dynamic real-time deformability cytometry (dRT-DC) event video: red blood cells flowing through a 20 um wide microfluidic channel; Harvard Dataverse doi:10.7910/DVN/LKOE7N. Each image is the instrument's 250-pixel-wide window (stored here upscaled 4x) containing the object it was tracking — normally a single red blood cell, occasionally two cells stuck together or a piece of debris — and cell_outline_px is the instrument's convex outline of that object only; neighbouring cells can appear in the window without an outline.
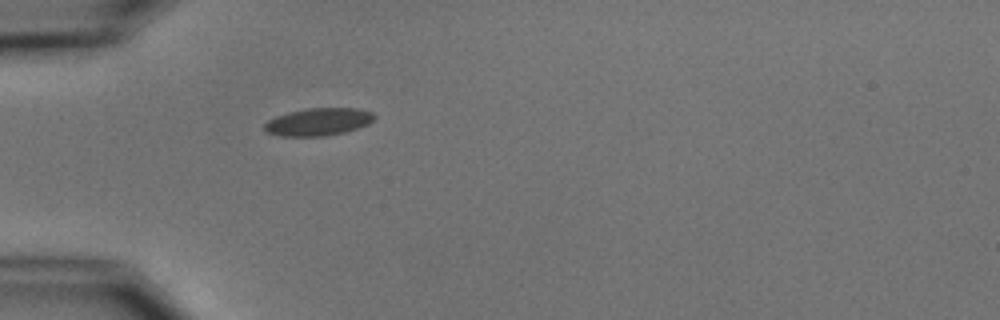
{"species": "common noctule bat (a hibernating species)", "species_latin": "Nyctalus noctula", "temperature_condition": "cold", "stored_images_in_passage": 1, "camera_frame_rate_fps": 3000, "um_per_image_px": 0.085, "animal": {"sex": "male", "body_mass_g": 15.6}, "frame": {"image": 1, "passage_image": 1, "time_ms": 0.0, "image_size_px": [1000, 320], "cell_outline_px": [[376, 116], [368, 124], [344, 132], [324, 136], [280, 136], [268, 132], [264, 128], [264, 124], [268, 120], [276, 116], [288, 112], [308, 108], [356, 108], [372, 112]], "centroid_in_image_um": [27.05, 10.35], "position_along_channel_um": 58.0, "area_um2": 17.51}}